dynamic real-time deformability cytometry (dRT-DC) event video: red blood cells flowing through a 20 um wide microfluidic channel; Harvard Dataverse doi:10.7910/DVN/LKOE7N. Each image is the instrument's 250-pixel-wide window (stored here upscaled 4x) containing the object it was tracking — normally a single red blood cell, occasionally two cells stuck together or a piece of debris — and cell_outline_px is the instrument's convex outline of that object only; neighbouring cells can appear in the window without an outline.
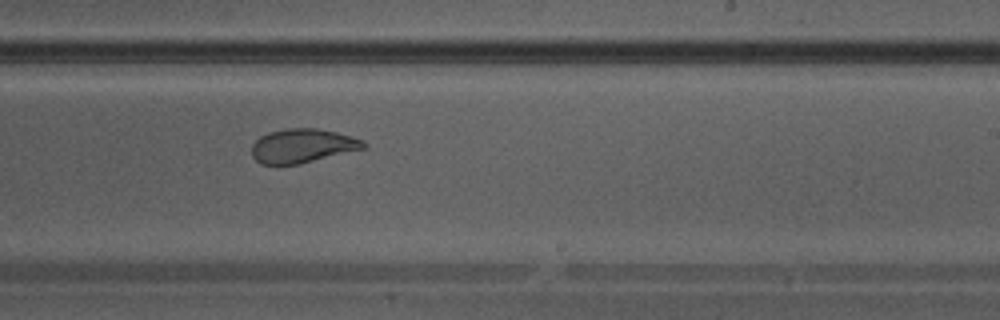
{"species": "Egyptian fruit bat (a non-hibernating species)", "species_latin": "Rousettus aegyptiacus", "temperature_condition": "warm", "stored_images_in_passage": 27, "camera_frame_rate_fps": 3000, "um_per_image_px": 0.085, "animal": {"sex": "male"}, "frame": {"image": 1, "passage_image": 12, "time_ms": 3.667, "image_size_px": [1000, 320], "cell_outline_px": [[368, 148], [300, 164], [260, 164], [252, 156], [252, 144], [260, 136], [268, 132], [288, 128], [316, 128], [336, 132], [352, 136], [364, 140], [368, 144]], "centroid_in_image_um": [25.76, 12.39], "position_along_channel_um": 263.2, "area_um2": 22.43}}